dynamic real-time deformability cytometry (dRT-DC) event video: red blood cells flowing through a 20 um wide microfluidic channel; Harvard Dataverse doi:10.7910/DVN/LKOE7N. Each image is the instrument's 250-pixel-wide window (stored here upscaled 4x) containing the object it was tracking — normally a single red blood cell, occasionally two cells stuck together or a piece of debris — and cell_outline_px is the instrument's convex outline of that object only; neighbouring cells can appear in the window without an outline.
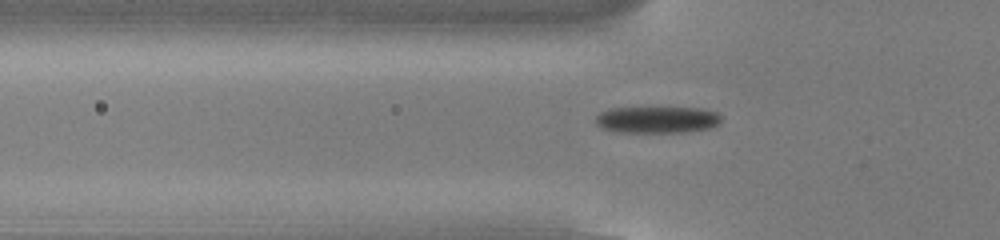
{"species": "common noctule bat (a hibernating species)", "species_latin": "Nyctalus noctula", "temperature_condition": "cold", "stored_images_in_passage": 54, "camera_frame_rate_fps": 3000, "um_per_image_px": 0.085, "animal": {"sex": "male", "body_mass_g": 13.0, "forearm_length_mm": 53.1}, "frame": {"image": 1, "passage_image": 18, "time_ms": 5.667, "image_size_px": [1000, 240], "cell_outline_px": [[720, 124], [708, 128], [684, 132], [616, 132], [604, 128], [596, 124], [596, 116], [600, 112], [612, 108], [700, 108], [716, 112], [720, 116]], "centroid_in_image_um": [55.85, 10.17], "position_along_channel_um": 69.9, "area_um2": 19.36}}
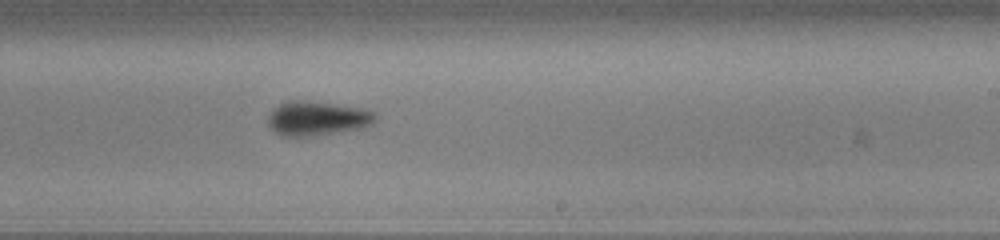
{"frame": {"image": 2, "passage_image": 33, "time_ms": 10.667, "image_size_px": [1000, 240], "cell_outline_px": [[376, 120], [372, 124], [360, 128], [304, 136], [280, 136], [268, 124], [268, 116], [272, 108], [288, 100], [304, 100], [368, 108], [376, 112]], "centroid_in_image_um": [26.97, 10.03], "position_along_channel_um": 262.0, "area_um2": 21.44}}
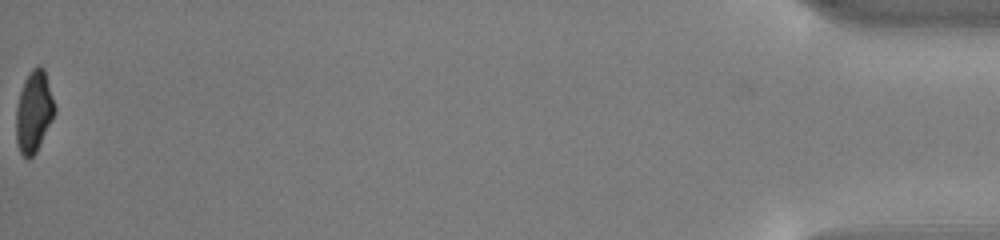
{"frame": {"image": 3, "passage_image": 54, "time_ms": 17.667, "image_size_px": [1000, 240], "cell_outline_px": [[56, 112], [36, 152], [28, 160], [20, 152], [16, 144], [16, 108], [20, 92], [24, 80], [28, 72], [36, 64], [40, 64], [44, 68], [56, 108]], "centroid_in_image_um": [2.87, 9.46], "position_along_channel_um": 432.3, "area_um2": 18.5}, "authors_computed_cell_mechanics": {"area_um2": 19.8254, "velocity_mm_per_s": 3.8482, "shape_relaxation_time_tau1_ms": 2.1079, "shape_relaxation_time_tau2_ms": null, "deformation_change_tau1": 0.1065, "deformation_change_tau2": null}}